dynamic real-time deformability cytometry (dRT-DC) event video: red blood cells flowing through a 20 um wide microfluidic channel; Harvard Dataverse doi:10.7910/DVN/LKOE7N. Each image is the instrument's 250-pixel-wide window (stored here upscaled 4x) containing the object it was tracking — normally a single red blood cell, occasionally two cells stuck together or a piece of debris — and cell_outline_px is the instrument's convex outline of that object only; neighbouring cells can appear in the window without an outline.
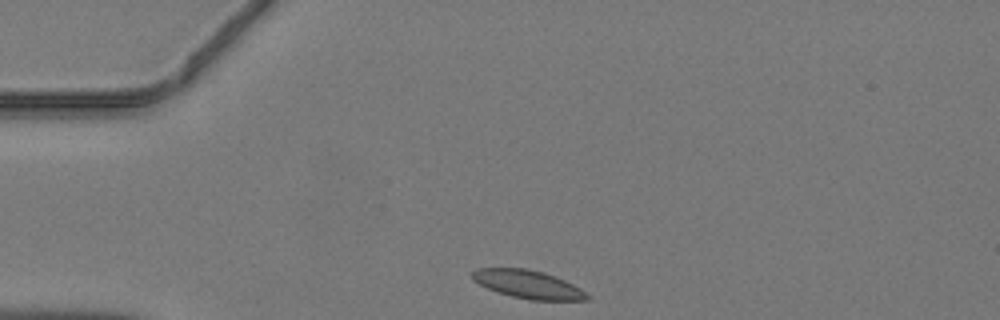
{"species": "common noctule bat (a hibernating species)", "species_latin": "Nyctalus noctula", "temperature_condition": "warm", "stored_images_in_passage": 36, "camera_frame_rate_fps": 3000, "um_per_image_px": 0.085, "animal": {"sex": "male", "body_mass_g": 19.2, "forearm_length_mm": 51.8}, "frame": {"image": 1, "passage_image": 1, "time_ms": 0.0, "image_size_px": [1000, 320], "cell_outline_px": [[592, 300], [532, 300], [512, 296], [488, 288], [472, 280], [472, 272], [476, 268], [528, 268], [544, 272], [556, 276], [580, 288]], "centroid_in_image_um": [44.89, 24.15], "position_along_channel_um": 40.1, "area_um2": 18.73}}
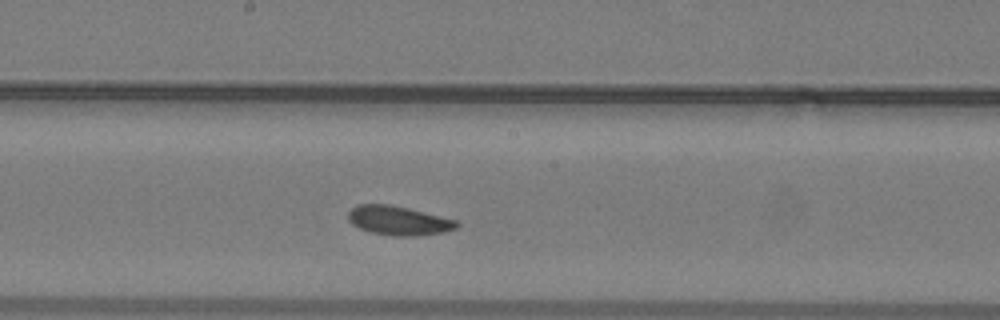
{"frame": {"image": 2, "passage_image": 15, "time_ms": 4.667, "image_size_px": [1000, 320], "cell_outline_px": [[460, 224], [456, 228], [444, 232], [416, 236], [392, 236], [372, 232], [360, 228], [352, 224], [348, 220], [348, 212], [356, 204], [392, 204], [456, 220]], "centroid_in_image_um": [33.86, 18.74], "position_along_channel_um": 214.3, "area_um2": 18.44}}
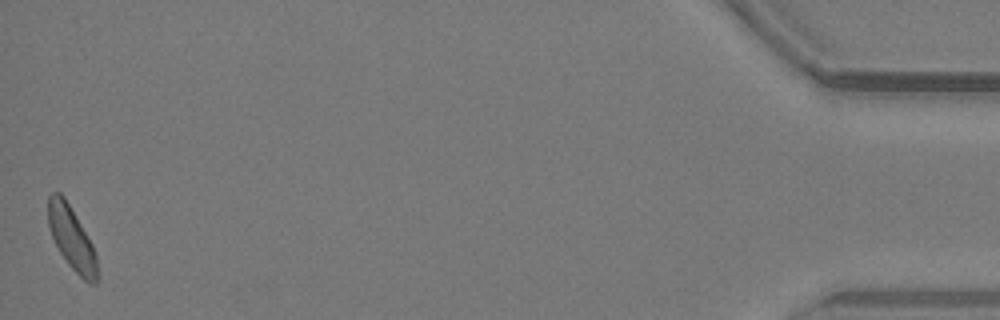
{"frame": {"image": 3, "passage_image": 36, "time_ms": 11.667, "image_size_px": [1000, 320], "cell_outline_px": [[96, 284], [92, 284], [84, 280], [68, 264], [60, 252], [52, 236], [48, 224], [48, 196], [52, 192], [60, 192], [64, 196], [92, 244], [96, 256]], "centroid_in_image_um": [6.06, 20.22], "position_along_channel_um": 429.1, "area_um2": 17.57}}